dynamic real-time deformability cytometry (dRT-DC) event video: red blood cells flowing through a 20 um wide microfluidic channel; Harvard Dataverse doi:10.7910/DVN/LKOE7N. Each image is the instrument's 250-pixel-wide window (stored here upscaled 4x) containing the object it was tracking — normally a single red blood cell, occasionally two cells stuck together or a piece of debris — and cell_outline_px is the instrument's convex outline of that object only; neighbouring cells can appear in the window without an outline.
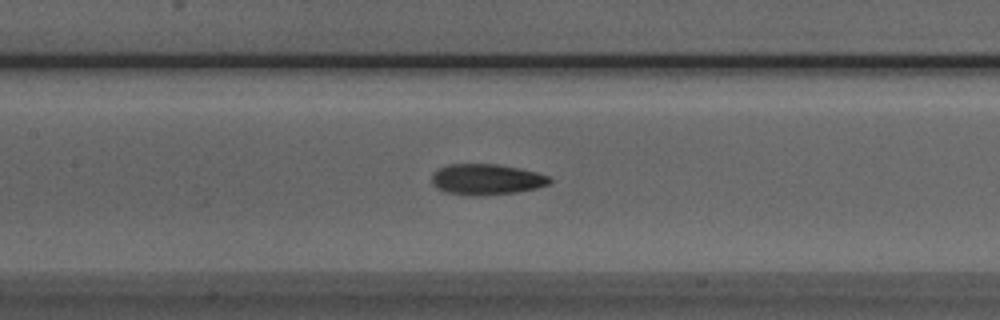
{"species": "Egyptian fruit bat (a non-hibernating species)", "species_latin": "Rousettus aegyptiacus", "temperature_condition": "room temperature", "stored_images_in_passage": 41, "camera_frame_rate_fps": 3000, "um_per_image_px": 0.085, "animal": {"sex": "male"}, "frame": {"image": 1, "passage_image": 22, "time_ms": 7.0, "image_size_px": [1000, 320], "cell_outline_px": [[552, 180], [548, 184], [536, 188], [516, 192], [480, 196], [472, 196], [444, 192], [436, 188], [432, 184], [432, 172], [436, 168], [448, 164], [496, 164], [520, 168], [552, 176]], "centroid_in_image_um": [41.32, 15.24], "position_along_channel_um": 166.1, "area_um2": 21.5}}
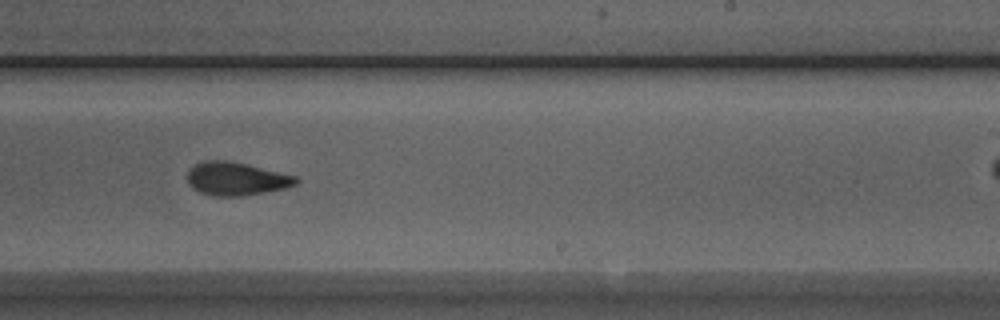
{"frame": {"image": 2, "passage_image": 30, "time_ms": 9.667, "image_size_px": [1000, 320], "cell_outline_px": [[300, 180], [296, 184], [284, 188], [264, 192], [240, 196], [212, 196], [200, 192], [192, 188], [188, 184], [188, 172], [200, 160], [228, 160], [248, 164], [296, 176]], "centroid_in_image_um": [20.06, 15.19], "position_along_channel_um": 268.9, "area_um2": 21.04}}
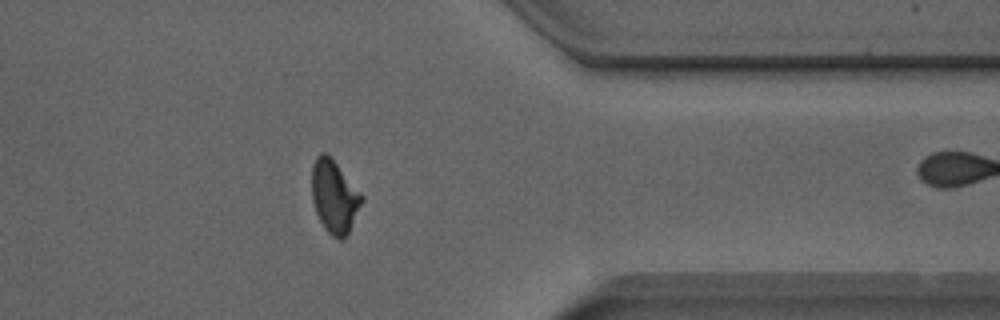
{"frame": {"image": 3, "passage_image": 40, "time_ms": 13.0, "image_size_px": [1000, 320], "cell_outline_px": [[364, 200], [344, 240], [340, 240], [332, 236], [324, 228], [316, 212], [312, 200], [312, 164], [316, 156], [320, 152], [324, 152], [336, 164], [364, 196]], "centroid_in_image_um": [28.41, 16.73], "position_along_channel_um": 383.0, "area_um2": 20.98}}